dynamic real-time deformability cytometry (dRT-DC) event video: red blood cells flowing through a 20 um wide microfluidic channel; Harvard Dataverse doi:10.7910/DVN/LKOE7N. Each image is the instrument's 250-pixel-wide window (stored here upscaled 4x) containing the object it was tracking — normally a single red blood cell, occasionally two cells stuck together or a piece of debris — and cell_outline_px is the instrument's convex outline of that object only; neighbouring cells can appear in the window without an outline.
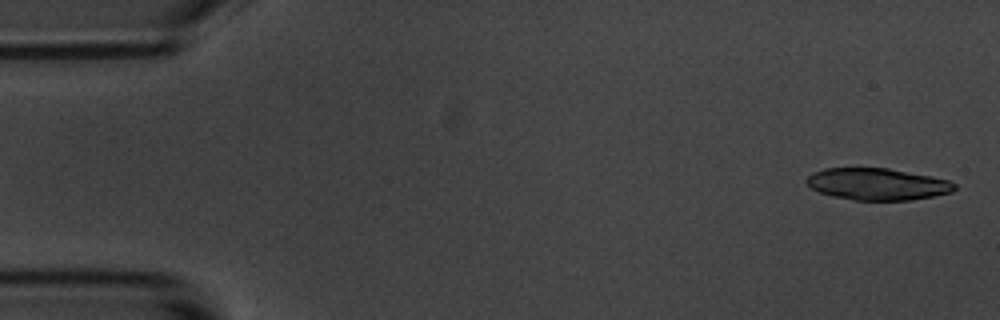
{"species": "common noctule bat (a hibernating species)", "species_latin": "Nyctalus noctula", "temperature_condition": "room temperature", "stored_images_in_passage": 5, "camera_frame_rate_fps": 3000, "um_per_image_px": 0.085, "animal": {"sex": "male", "body_mass_g": 20.1, "forearm_length_mm": 53.5}, "frame": {"image": 1, "passage_image": 1, "time_ms": 0.0, "image_size_px": [1000, 320], "cell_outline_px": [[956, 188], [952, 192], [932, 196], [908, 200], [852, 200], [832, 196], [820, 192], [812, 188], [804, 180], [812, 172], [824, 168], [888, 168], [932, 176], [948, 180], [956, 184]], "centroid_in_image_um": [74.56, 15.64], "position_along_channel_um": 10.4, "area_um2": 27.46}}